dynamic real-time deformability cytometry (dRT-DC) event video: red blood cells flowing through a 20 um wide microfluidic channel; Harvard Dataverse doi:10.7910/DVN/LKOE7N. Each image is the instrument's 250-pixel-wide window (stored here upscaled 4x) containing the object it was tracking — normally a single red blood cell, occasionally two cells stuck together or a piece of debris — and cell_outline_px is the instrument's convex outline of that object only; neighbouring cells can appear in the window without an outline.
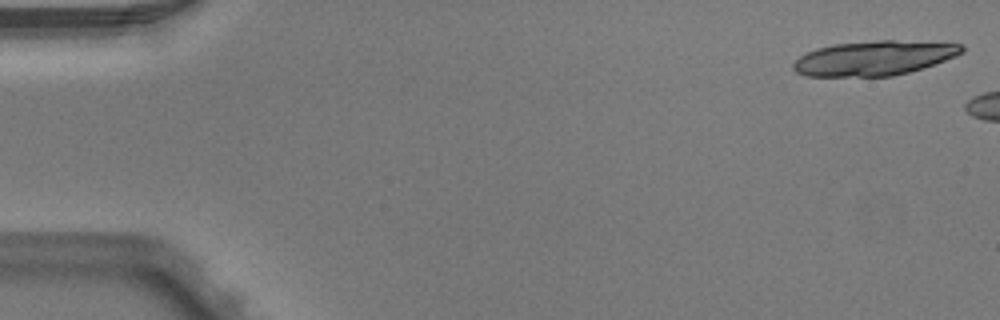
{"species": "Egyptian fruit bat (a non-hibernating species)", "species_latin": "Rousettus aegyptiacus", "temperature_condition": "warm", "stored_images_in_passage": 3, "camera_frame_rate_fps": 3000, "um_per_image_px": 0.085, "animal": {"sex": "male"}, "frame": {"image": 1, "passage_image": 1, "time_ms": 0.0, "image_size_px": [1000, 320], "cell_outline_px": [[964, 52], [956, 56], [908, 72], [892, 76], [804, 76], [796, 72], [792, 68], [792, 64], [800, 56], [816, 48], [832, 44], [880, 40], [892, 40], [964, 44]], "centroid_in_image_um": [74.26, 4.93], "position_along_channel_um": 10.7, "area_um2": 33.81}}